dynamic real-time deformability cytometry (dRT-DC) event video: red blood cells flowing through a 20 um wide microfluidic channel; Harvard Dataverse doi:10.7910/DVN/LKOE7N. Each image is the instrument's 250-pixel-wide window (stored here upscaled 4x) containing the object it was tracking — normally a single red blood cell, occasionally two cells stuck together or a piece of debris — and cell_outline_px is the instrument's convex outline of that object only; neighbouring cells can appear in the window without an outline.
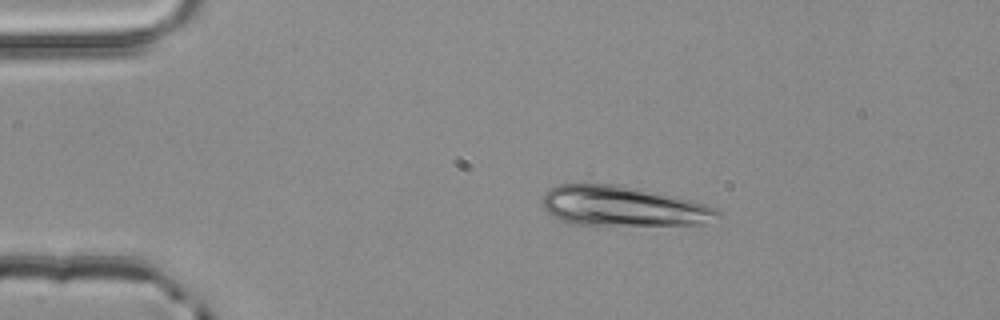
{"species": "common noctule bat (a hibernating species)", "species_latin": "Nyctalus noctula", "temperature_condition": "room temperature", "stored_images_in_passage": 2, "camera_frame_rate_fps": 3000, "um_per_image_px": 0.085, "animal": {"sex": "male", "body_mass_g": 20.4}, "frame": {"image": 1, "passage_image": 1, "time_ms": 0.0, "image_size_px": [1000, 320], "cell_outline_px": [[724, 216], [700, 224], [608, 228], [572, 224], [560, 220], [552, 216], [544, 208], [540, 200], [544, 192], [548, 188], [556, 184], [620, 184], [692, 200], [716, 208]], "centroid_in_image_um": [52.91, 17.57], "position_along_channel_um": 32.1, "area_um2": 42.66}}